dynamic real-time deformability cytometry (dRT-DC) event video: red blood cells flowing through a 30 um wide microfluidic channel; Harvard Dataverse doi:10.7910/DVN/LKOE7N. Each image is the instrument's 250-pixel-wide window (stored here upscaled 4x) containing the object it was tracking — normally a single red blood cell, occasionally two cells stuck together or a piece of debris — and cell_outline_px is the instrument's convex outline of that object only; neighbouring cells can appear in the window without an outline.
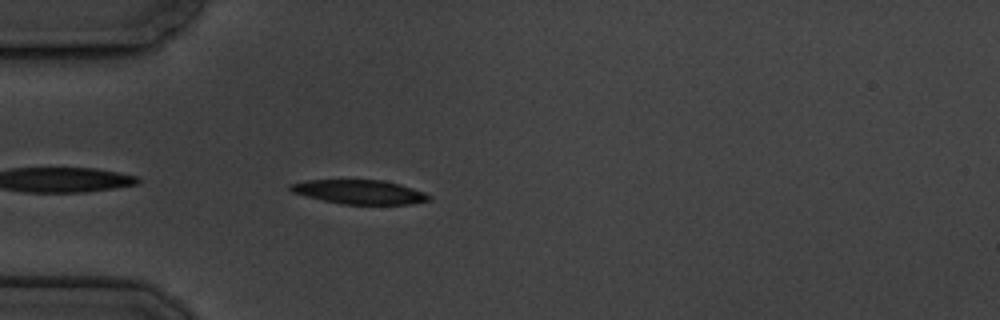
{"species": "common noctule bat (a hibernating species)", "species_latin": "Nyctalus noctula", "temperature_condition": "cold", "stored_images_in_passage": 4, "camera_frame_rate_fps": 3000, "um_per_image_px": 0.085, "animal": {"sex": "male", "body_mass_g": 19.5, "forearm_length_mm": 54.6}, "frame": {"image": 1, "passage_image": 4, "time_ms": 3.333, "image_size_px": [1000, 320], "cell_outline_px": [[432, 200], [412, 204], [344, 204], [324, 200], [292, 192], [288, 188], [288, 184], [308, 180], [380, 180], [400, 184], [424, 192], [432, 196]], "centroid_in_image_um": [30.59, 16.31], "position_along_channel_um": 54.4, "area_um2": 19.36}}